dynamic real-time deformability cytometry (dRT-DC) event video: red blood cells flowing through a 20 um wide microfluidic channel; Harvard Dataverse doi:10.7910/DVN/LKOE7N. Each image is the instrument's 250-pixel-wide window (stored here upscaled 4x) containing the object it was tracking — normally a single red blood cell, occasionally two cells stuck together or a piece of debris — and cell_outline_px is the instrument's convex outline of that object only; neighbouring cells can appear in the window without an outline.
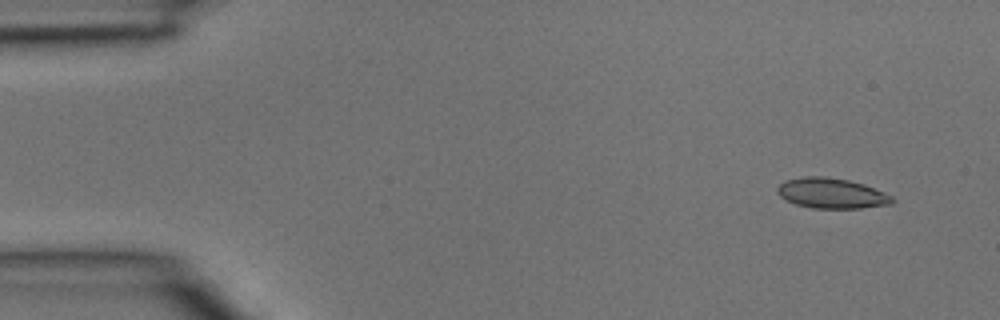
{"species": "common noctule bat (a hibernating species)", "species_latin": "Nyctalus noctula", "temperature_condition": "room temperature", "stored_images_in_passage": 3, "camera_frame_rate_fps": 3000, "um_per_image_px": 0.085, "animal": {"sex": "male", "body_mass_g": 15.6}, "frame": {"image": 1, "passage_image": 1, "time_ms": 0.0, "image_size_px": [1000, 320], "cell_outline_px": [[896, 200], [892, 204], [860, 208], [812, 208], [796, 204], [780, 196], [776, 192], [776, 188], [784, 180], [804, 176], [824, 176], [848, 180], [864, 184], [892, 196]], "centroid_in_image_um": [70.67, 16.42], "position_along_channel_um": 14.3, "area_um2": 20.29}}